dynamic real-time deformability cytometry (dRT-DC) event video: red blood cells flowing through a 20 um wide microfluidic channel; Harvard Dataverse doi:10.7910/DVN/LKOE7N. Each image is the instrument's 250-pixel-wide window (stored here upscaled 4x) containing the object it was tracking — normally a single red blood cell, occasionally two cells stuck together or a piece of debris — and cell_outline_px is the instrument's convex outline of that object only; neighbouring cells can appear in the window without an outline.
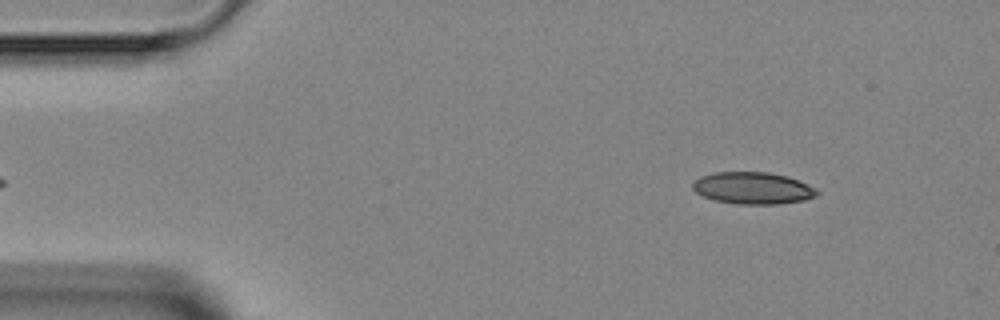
{"species": "Egyptian fruit bat (a non-hibernating species)", "species_latin": "Rousettus aegyptiacus", "temperature_condition": "room temperature", "stored_images_in_passage": 4, "segment_of_instrument_passage": [2, 2], "camera_frame_rate_fps": 3000, "um_per_image_px": 0.085, "animal": {"sex": "female"}, "frame": {"image": 1, "passage_image": 4, "time_ms": 3.333, "image_size_px": [1000, 320], "cell_outline_px": [[820, 192], [816, 196], [804, 200], [780, 204], [736, 204], [716, 200], [704, 196], [696, 192], [692, 188], [692, 184], [700, 176], [712, 172], [768, 172], [788, 176], [816, 188]], "centroid_in_image_um": [64.0, 15.98], "position_along_channel_um": 21.0, "area_um2": 23.18}}